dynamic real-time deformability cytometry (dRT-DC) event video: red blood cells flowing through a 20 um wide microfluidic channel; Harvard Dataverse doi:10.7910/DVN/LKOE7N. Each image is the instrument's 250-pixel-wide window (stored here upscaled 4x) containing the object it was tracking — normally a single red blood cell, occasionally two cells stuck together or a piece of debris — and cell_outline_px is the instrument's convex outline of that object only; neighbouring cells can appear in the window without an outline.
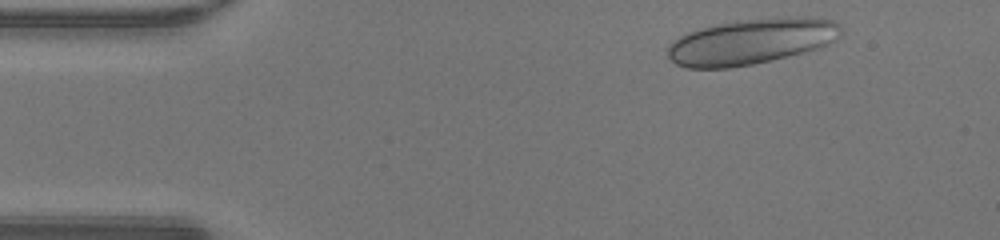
{"species": "human", "species_latin": "Homo sapiens", "temperature_condition": "warm", "stored_images_in_passage": 44, "camera_frame_rate_fps": 3000, "um_per_image_px": 0.085, "donor": {"sex": "male"}, "frame": {"image": 1, "passage_image": 2, "time_ms": 0.333, "image_size_px": [1000, 240], "cell_outline_px": [[840, 36], [836, 40], [820, 48], [752, 64], [728, 68], [688, 68], [676, 64], [668, 56], [668, 48], [680, 36], [688, 32], [700, 28], [736, 20], [792, 16], [808, 16], [832, 20], [840, 24]], "centroid_in_image_um": [63.9, 3.51], "position_along_channel_um": 21.1, "area_um2": 46.01}}
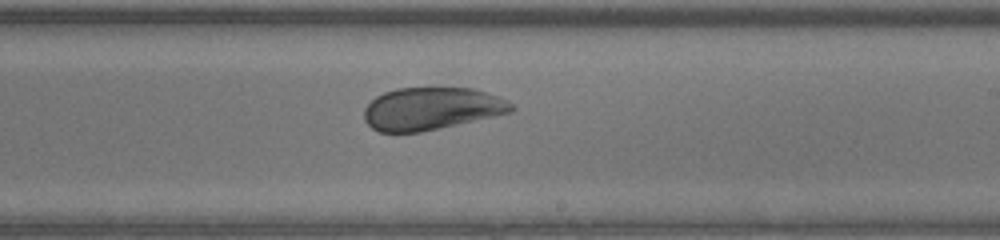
{"frame": {"image": 2, "passage_image": 24, "time_ms": 7.667, "image_size_px": [1000, 240], "cell_outline_px": [[516, 108], [512, 112], [440, 128], [420, 132], [380, 132], [372, 128], [364, 120], [364, 108], [376, 96], [384, 92], [396, 88], [472, 88], [488, 92], [500, 96], [508, 100]], "centroid_in_image_um": [36.69, 9.23], "position_along_channel_um": 252.3, "area_um2": 36.59}}
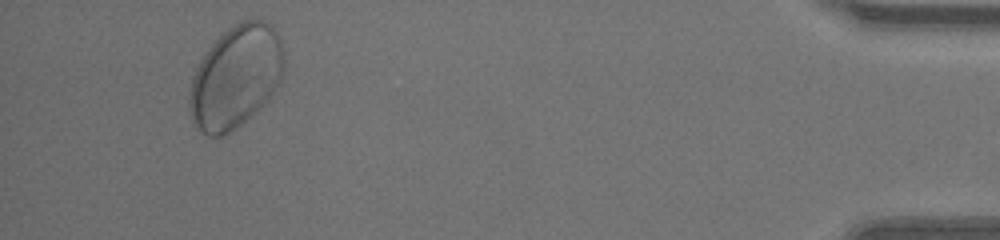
{"frame": {"image": 3, "passage_image": 41, "time_ms": 13.333, "image_size_px": [1000, 240], "cell_outline_px": [[284, 72], [280, 80], [272, 92], [256, 112], [232, 132], [224, 136], [208, 136], [200, 132], [192, 124], [188, 108], [188, 92], [192, 76], [200, 60], [208, 48], [228, 28], [240, 20], [252, 16], [264, 20], [272, 24], [276, 28], [284, 52]], "centroid_in_image_um": [20.02, 6.52], "position_along_channel_um": 415.2, "area_um2": 57.57}, "authors_computed_cell_mechanics": {"area_um2": 41.9339, "velocity_mm_per_s": 4.231, "shape_relaxation_time_tau1_ms": 2.9394, "shape_relaxation_time_tau2_ms": null, "deformation_change_tau1": 0.1114, "deformation_change_tau2": null}}